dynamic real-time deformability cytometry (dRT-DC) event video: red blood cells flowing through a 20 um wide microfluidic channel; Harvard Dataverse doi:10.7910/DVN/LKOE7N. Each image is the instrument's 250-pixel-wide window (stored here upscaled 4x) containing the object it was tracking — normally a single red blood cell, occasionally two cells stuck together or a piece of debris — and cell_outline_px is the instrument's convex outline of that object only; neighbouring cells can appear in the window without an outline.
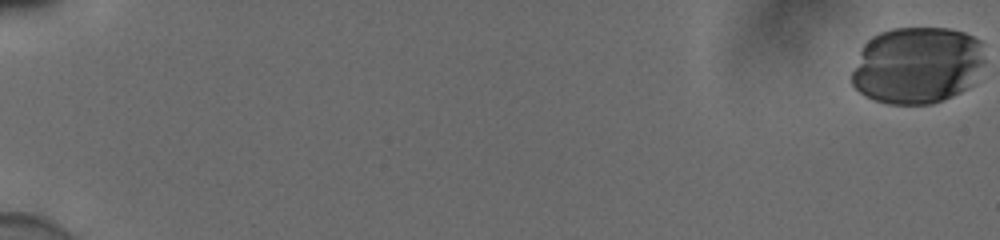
{"species": "human", "species_latin": "Homo sapiens", "temperature_condition": "cold", "stored_images_in_passage": 49, "camera_frame_rate_fps": 3000, "um_per_image_px": 0.085, "donor": {"sex": "male"}, "frame": {"image": 1, "passage_image": 1, "time_ms": 0.0, "image_size_px": [1000, 240], "cell_outline_px": [[984, 60], [972, 84], [968, 88], [952, 96], [932, 104], [888, 104], [864, 96], [852, 84], [852, 72], [860, 52], [864, 44], [872, 36], [880, 32], [892, 28], [948, 28], [964, 32], [980, 40]], "centroid_in_image_um": [77.95, 5.54], "position_along_channel_um": 7.0, "area_um2": 59.77}}